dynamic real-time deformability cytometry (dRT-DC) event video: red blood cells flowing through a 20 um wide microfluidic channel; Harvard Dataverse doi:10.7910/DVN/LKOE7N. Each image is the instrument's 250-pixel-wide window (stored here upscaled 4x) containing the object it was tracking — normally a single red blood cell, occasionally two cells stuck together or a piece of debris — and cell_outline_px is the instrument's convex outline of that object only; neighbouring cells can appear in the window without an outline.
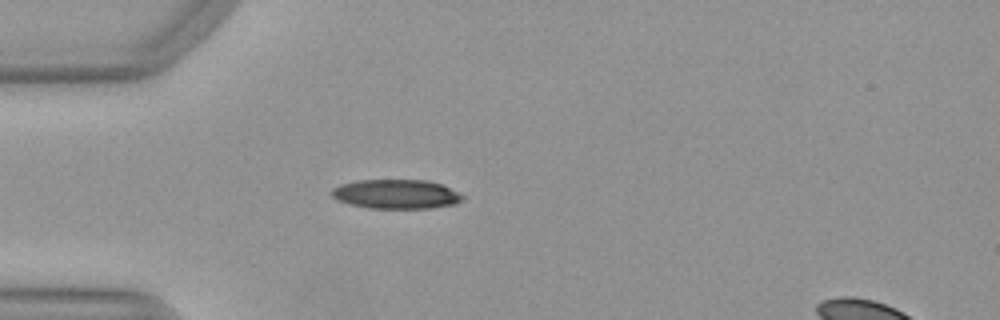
{"species": "Egyptian fruit bat (a non-hibernating species)", "species_latin": "Rousettus aegyptiacus", "temperature_condition": "warm", "stored_images_in_passage": 51, "camera_frame_rate_fps": 3000, "um_per_image_px": 0.085, "animal": {"sex": "female"}, "frame": {"image": 1, "passage_image": 14, "time_ms": 4.333, "image_size_px": [1000, 320], "cell_outline_px": [[464, 200], [456, 204], [428, 208], [368, 208], [352, 204], [340, 200], [332, 196], [332, 188], [340, 184], [356, 180], [428, 180], [444, 184], [464, 196]], "centroid_in_image_um": [33.72, 16.49], "position_along_channel_um": 51.3, "area_um2": 22.37}}
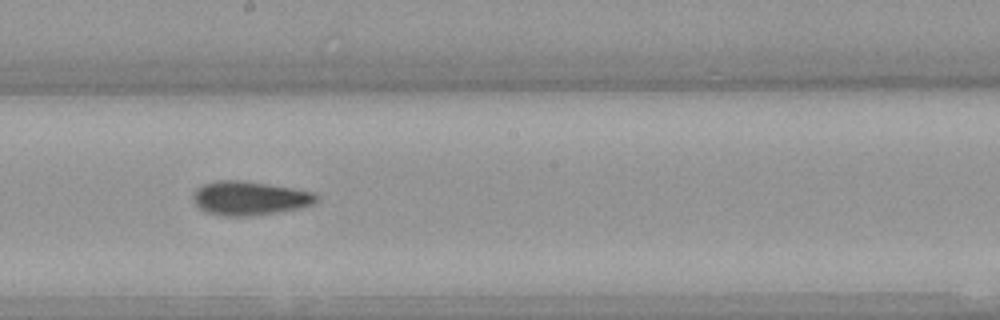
{"frame": {"image": 2, "passage_image": 28, "time_ms": 9.0, "image_size_px": [1000, 320], "cell_outline_px": [[320, 200], [316, 204], [304, 208], [280, 212], [248, 216], [224, 216], [208, 212], [200, 208], [192, 200], [192, 192], [196, 188], [204, 184], [216, 180], [240, 180], [268, 184], [316, 192], [320, 196]], "centroid_in_image_um": [21.29, 16.85], "position_along_channel_um": 226.9, "area_um2": 24.85}}
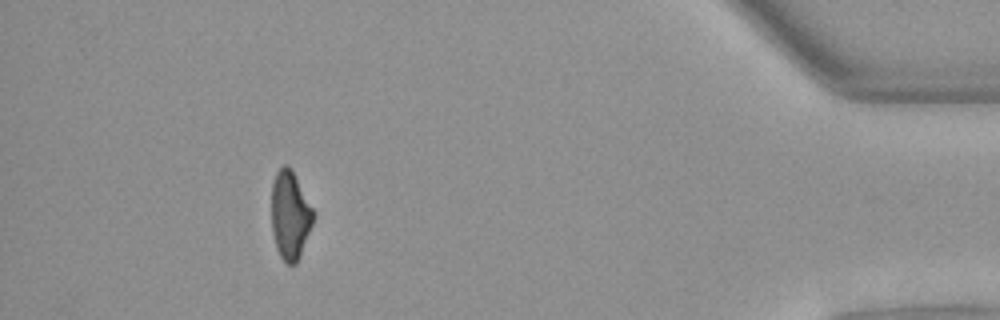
{"frame": {"image": 3, "passage_image": 46, "time_ms": 15.0, "image_size_px": [1000, 320], "cell_outline_px": [[312, 224], [300, 256], [296, 264], [288, 264], [280, 256], [276, 248], [272, 232], [272, 184], [276, 172], [284, 164], [288, 164], [292, 168], [312, 208]], "centroid_in_image_um": [24.63, 18.27], "position_along_channel_um": 410.6, "area_um2": 21.27}}